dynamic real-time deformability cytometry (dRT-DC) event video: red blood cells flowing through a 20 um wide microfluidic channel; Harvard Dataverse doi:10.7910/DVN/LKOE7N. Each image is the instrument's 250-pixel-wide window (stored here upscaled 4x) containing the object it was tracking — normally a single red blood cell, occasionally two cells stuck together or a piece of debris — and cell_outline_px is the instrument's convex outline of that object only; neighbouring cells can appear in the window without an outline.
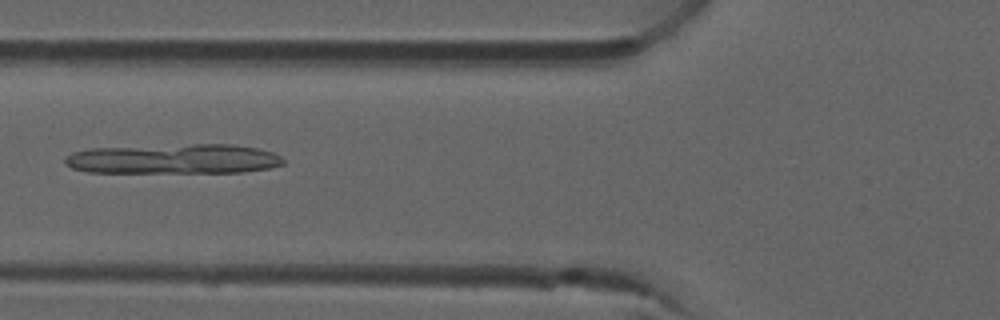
{"species": "common noctule bat (a hibernating species)", "species_latin": "Nyctalus noctula", "temperature_condition": "room temperature", "stored_images_in_passage": 6, "camera_frame_rate_fps": 3000, "um_per_image_px": 0.085, "animal": {"sex": "male", "forearm_length_mm": 52.5}, "frame": {"image": 1, "passage_image": 6, "time_ms": 1.667, "image_size_px": [1000, 320], "cell_outline_px": [[284, 164], [272, 168], [244, 172], [88, 172], [72, 168], [64, 164], [64, 156], [72, 152], [88, 148], [192, 144], [232, 144], [256, 148], [272, 152], [280, 156], [284, 160]], "centroid_in_image_um": [14.75, 13.51], "position_along_channel_um": 111.1, "area_um2": 38.21}}